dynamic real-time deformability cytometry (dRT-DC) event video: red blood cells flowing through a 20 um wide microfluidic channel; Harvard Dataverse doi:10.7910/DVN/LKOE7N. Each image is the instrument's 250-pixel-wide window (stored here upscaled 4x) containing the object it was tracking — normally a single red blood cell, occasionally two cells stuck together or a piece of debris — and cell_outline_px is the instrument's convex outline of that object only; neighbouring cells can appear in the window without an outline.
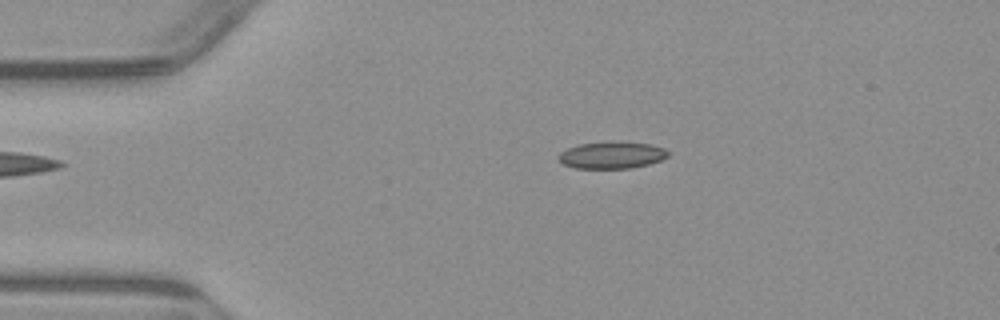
{"species": "common noctule bat (a hibernating species)", "species_latin": "Nyctalus noctula", "temperature_condition": "warm", "stored_images_in_passage": 3, "camera_frame_rate_fps": 3000, "um_per_image_px": 0.085, "animal": {"sex": "male", "body_mass_g": 23.1, "forearm_length_mm": 52.7}, "frame": {"image": 1, "passage_image": 2, "time_ms": 1.0, "image_size_px": [1000, 320], "cell_outline_px": [[668, 156], [660, 160], [648, 164], [632, 168], [576, 168], [564, 164], [556, 156], [560, 152], [568, 148], [580, 144], [612, 140], [616, 140], [652, 144], [664, 148], [668, 152]], "centroid_in_image_um": [52.01, 13.16], "position_along_channel_um": 33.0, "area_um2": 17.4}}